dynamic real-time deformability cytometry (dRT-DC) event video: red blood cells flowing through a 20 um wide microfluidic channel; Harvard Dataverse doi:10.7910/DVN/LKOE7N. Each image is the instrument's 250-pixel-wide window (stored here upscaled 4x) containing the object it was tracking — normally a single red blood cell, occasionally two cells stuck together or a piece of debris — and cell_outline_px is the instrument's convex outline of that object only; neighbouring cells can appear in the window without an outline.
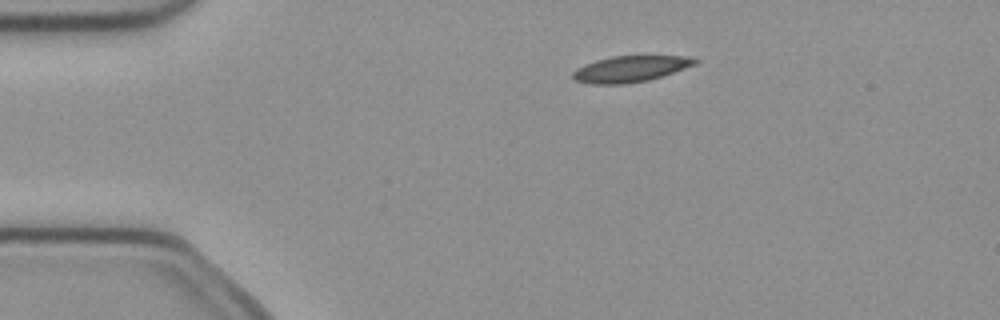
{"species": "common noctule bat (a hibernating species)", "species_latin": "Nyctalus noctula", "temperature_condition": "cold", "stored_images_in_passage": 3, "camera_frame_rate_fps": 3000, "um_per_image_px": 0.085, "animal": {"sex": "female", "body_mass_g": 21.9}, "frame": {"image": 1, "passage_image": 1, "time_ms": 0.0, "image_size_px": [1000, 320], "cell_outline_px": [[700, 60], [696, 64], [648, 80], [624, 84], [588, 84], [576, 80], [572, 76], [572, 72], [576, 68], [584, 64], [596, 60], [612, 56], [680, 56]], "centroid_in_image_um": [53.51, 5.86], "position_along_channel_um": 31.5, "area_um2": 18.38}}